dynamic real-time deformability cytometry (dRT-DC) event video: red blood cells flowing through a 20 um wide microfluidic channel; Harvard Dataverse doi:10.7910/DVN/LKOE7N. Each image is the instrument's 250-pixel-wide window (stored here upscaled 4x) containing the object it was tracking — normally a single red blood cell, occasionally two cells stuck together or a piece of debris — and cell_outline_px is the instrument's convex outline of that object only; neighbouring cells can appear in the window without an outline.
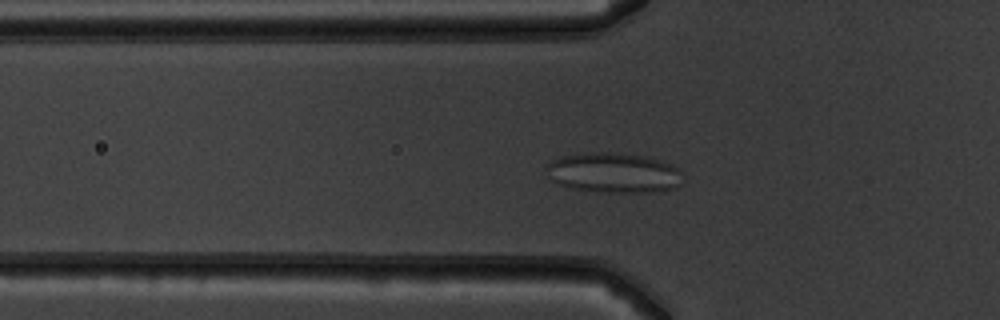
{"species": "common noctule bat (a hibernating species)", "species_latin": "Nyctalus noctula", "temperature_condition": "warm", "stored_images_in_passage": 49, "segment_of_instrument_passage": [1, 2], "camera_frame_rate_fps": 3000, "um_per_image_px": 0.085, "animal": {"sex": "male", "body_mass_g": 19.5, "forearm_length_mm": 54.6}, "frame": {"image": 1, "passage_image": 14, "time_ms": 4.333, "image_size_px": [1000, 320], "cell_outline_px": [[680, 184], [676, 188], [656, 192], [592, 192], [572, 188], [560, 184], [552, 180], [548, 176], [544, 168], [552, 160], [560, 156], [588, 152], [608, 152], [644, 156], [668, 164], [676, 168], [680, 172]], "centroid_in_image_um": [52.09, 14.7], "position_along_channel_um": 73.7, "area_um2": 31.79}}
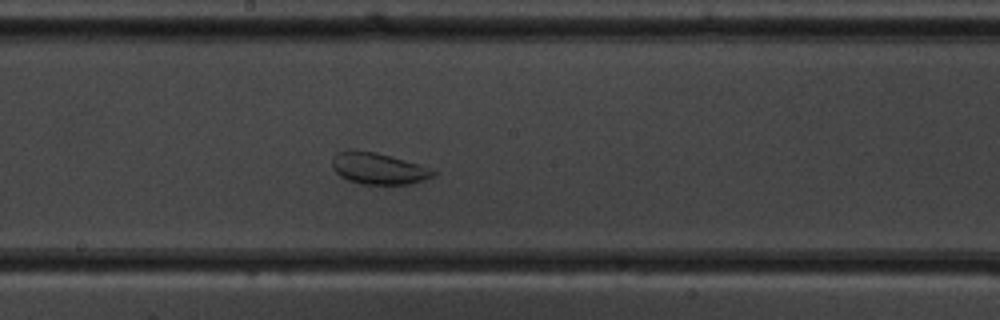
{"frame": {"image": 2, "passage_image": 25, "time_ms": 8.0, "image_size_px": [1000, 320], "cell_outline_px": [[440, 172], [436, 176], [412, 184], [360, 184], [348, 180], [340, 176], [332, 168], [332, 156], [336, 152], [348, 148], [352, 148], [376, 152], [404, 160]], "centroid_in_image_um": [32.12, 14.3], "position_along_channel_um": 216.1, "area_um2": 18.9}}
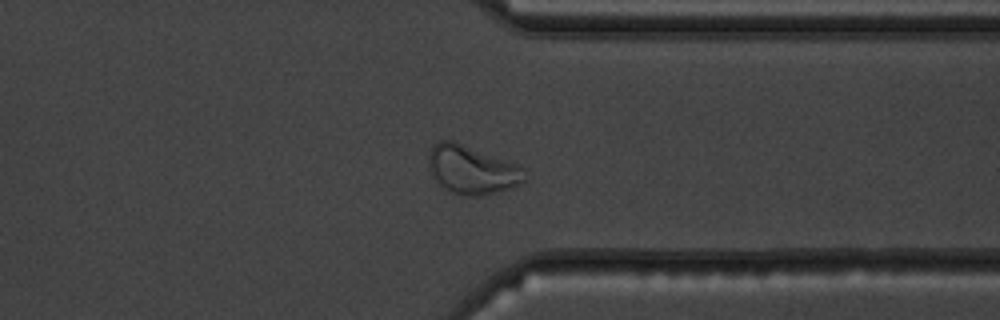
{"frame": {"image": 3, "passage_image": 37, "time_ms": 12.0, "image_size_px": [1000, 320], "cell_outline_px": [[524, 180], [520, 184], [512, 188], [496, 192], [476, 196], [460, 196], [452, 192], [440, 184], [432, 176], [428, 164], [428, 156], [432, 144], [440, 140], [452, 140], [520, 164]], "centroid_in_image_um": [40.08, 14.41], "position_along_channel_um": 371.3, "area_um2": 27.17}}